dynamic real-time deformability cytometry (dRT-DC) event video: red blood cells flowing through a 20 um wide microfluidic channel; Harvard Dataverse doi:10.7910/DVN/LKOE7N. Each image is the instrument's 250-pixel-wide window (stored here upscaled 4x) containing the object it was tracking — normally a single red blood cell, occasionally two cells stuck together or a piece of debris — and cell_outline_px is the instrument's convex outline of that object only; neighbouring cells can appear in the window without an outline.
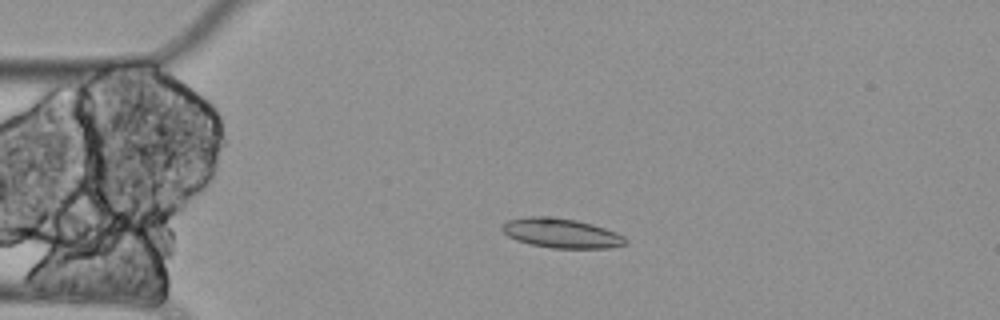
{"species": "Egyptian fruit bat (a non-hibernating species)", "species_latin": "Rousettus aegyptiacus", "temperature_condition": "cold", "stored_images_in_passage": 4, "camera_frame_rate_fps": 3000, "um_per_image_px": 0.085, "animal": {"sex": "female"}, "frame": {"image": 1, "passage_image": 3, "time_ms": 0.667, "image_size_px": [1000, 320], "cell_outline_px": [[628, 240], [624, 244], [612, 248], [552, 248], [532, 244], [516, 240], [508, 236], [500, 228], [508, 220], [528, 216], [552, 216], [576, 220], [592, 224], [616, 232], [624, 236]], "centroid_in_image_um": [47.71, 19.81], "position_along_channel_um": 37.3, "area_um2": 21.21}}